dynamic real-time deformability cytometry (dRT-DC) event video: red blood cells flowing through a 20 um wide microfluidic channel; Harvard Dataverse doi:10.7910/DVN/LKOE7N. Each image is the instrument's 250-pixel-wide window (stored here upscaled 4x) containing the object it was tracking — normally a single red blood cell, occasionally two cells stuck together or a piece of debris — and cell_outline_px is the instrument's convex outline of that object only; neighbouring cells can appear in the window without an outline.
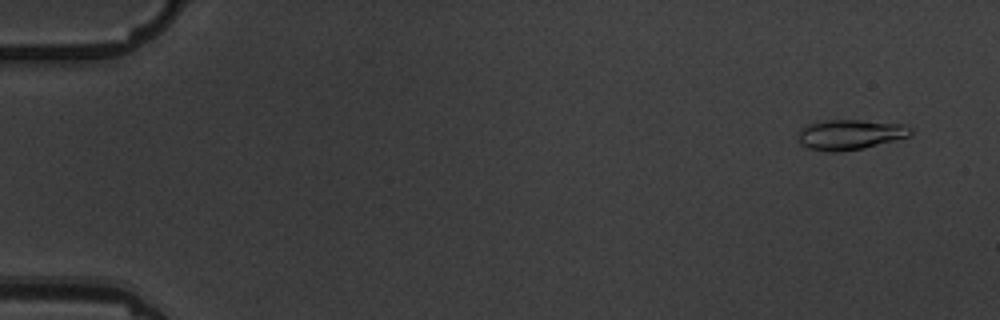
{"species": "common noctule bat (a hibernating species)", "species_latin": "Nyctalus noctula", "temperature_condition": "warm", "stored_images_in_passage": 15, "camera_frame_rate_fps": 3000, "um_per_image_px": 0.085, "animal": {"sex": "male", "body_mass_g": 19.5, "forearm_length_mm": 54.6}, "frame": {"image": 1, "passage_image": 1, "time_ms": 0.0, "image_size_px": [1000, 320], "cell_outline_px": [[912, 136], [864, 148], [836, 152], [828, 152], [808, 148], [800, 144], [796, 136], [800, 128], [804, 124], [824, 120], [860, 120], [904, 124], [912, 128]], "centroid_in_image_um": [72.22, 11.43], "position_along_channel_um": 12.8, "area_um2": 20.17}}
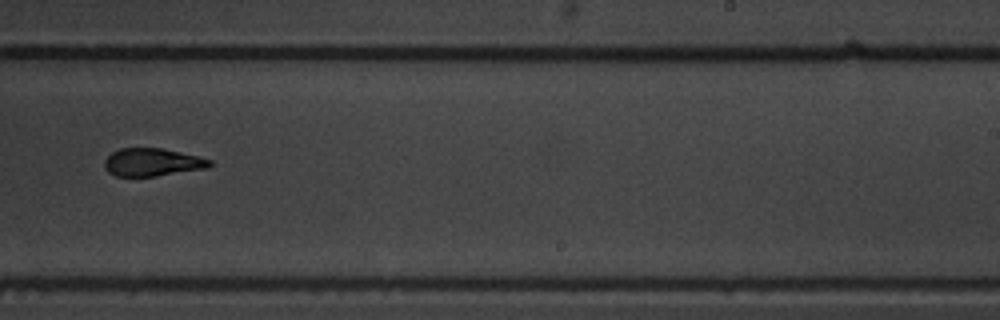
{"frame": {"image": 2, "passage_image": 10, "time_ms": 11.0, "image_size_px": [1000, 320], "cell_outline_px": [[212, 164], [208, 168], [156, 176], [116, 176], [108, 172], [104, 168], [104, 160], [112, 152], [120, 148], [160, 148], [200, 156], [212, 160]], "centroid_in_image_um": [12.95, 13.79], "position_along_channel_um": 276.0, "area_um2": 17.17}}
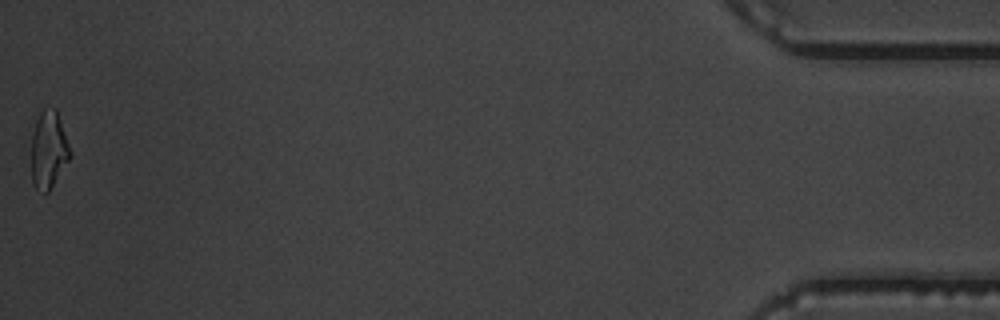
{"frame": {"image": 3, "passage_image": 15, "time_ms": 17.667, "image_size_px": [1000, 320], "cell_outline_px": [[72, 156], [48, 192], [44, 192], [36, 188], [32, 184], [32, 136], [36, 120], [40, 112], [44, 108], [56, 108], [72, 152]], "centroid_in_image_um": [4.15, 12.72], "position_along_channel_um": 431.1, "area_um2": 17.46}, "authors_computed_cell_mechanics": {"area_um2": 18.207, "velocity_mm_per_s": 3.6692, "shape_relaxation_time_tau1_ms": 5.7582, "shape_relaxation_time_tau2_ms": 2.5554, "deformation_change_tau1": 0.1833, "deformation_change_tau2": 0.067}}